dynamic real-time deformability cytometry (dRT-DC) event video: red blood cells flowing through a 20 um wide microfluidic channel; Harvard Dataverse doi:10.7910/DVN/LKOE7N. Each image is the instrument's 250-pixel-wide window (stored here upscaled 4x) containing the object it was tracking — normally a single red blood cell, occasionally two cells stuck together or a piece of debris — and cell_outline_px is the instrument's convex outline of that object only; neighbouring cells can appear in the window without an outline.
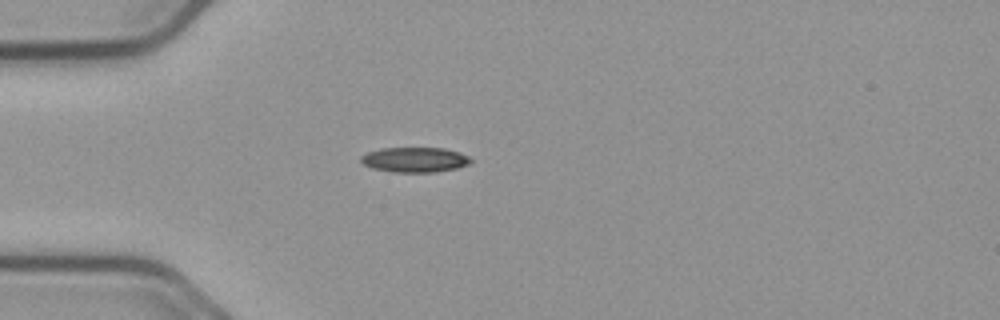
{"species": "common noctule bat (a hibernating species)", "species_latin": "Nyctalus noctula", "temperature_condition": "cold", "stored_images_in_passage": 41, "camera_frame_rate_fps": 3000, "um_per_image_px": 0.085, "animal": {"sex": "male", "body_mass_g": 23.1, "forearm_length_mm": 52.7}, "frame": {"image": 1, "passage_image": 4, "time_ms": 1.0, "image_size_px": [1000, 320], "cell_outline_px": [[472, 160], [468, 164], [456, 168], [436, 172], [392, 172], [372, 168], [364, 164], [360, 160], [360, 156], [368, 152], [380, 148], [444, 148], [460, 152], [468, 156]], "centroid_in_image_um": [35.24, 13.57], "position_along_channel_um": 49.8, "area_um2": 16.01}}
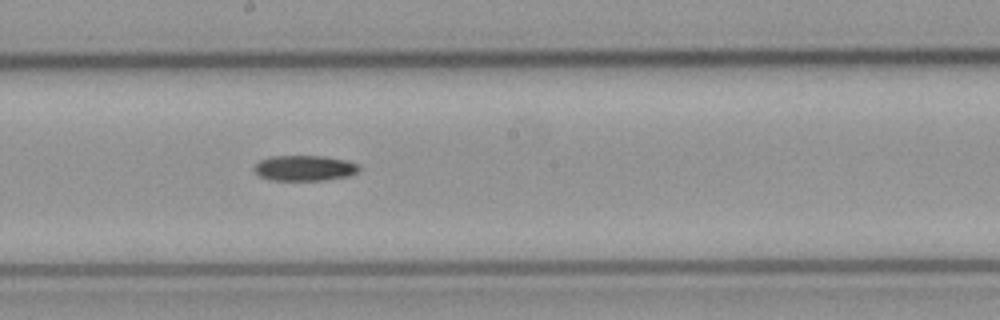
{"frame": {"image": 2, "passage_image": 19, "time_ms": 6.0, "image_size_px": [1000, 320], "cell_outline_px": [[360, 168], [356, 172], [348, 176], [324, 180], [272, 180], [260, 176], [252, 168], [260, 160], [268, 156], [324, 156], [344, 160], [360, 164]], "centroid_in_image_um": [25.87, 14.28], "position_along_channel_um": 222.3, "area_um2": 15.55}}
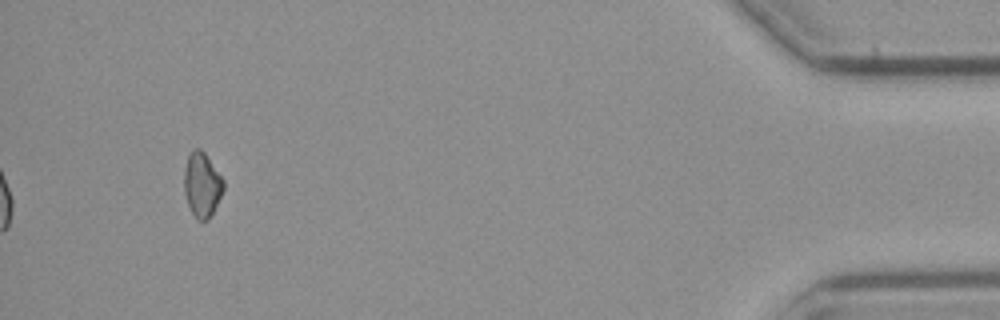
{"frame": {"image": 3, "passage_image": 41, "time_ms": 13.333, "image_size_px": [1000, 320], "cell_outline_px": [[224, 188], [208, 220], [196, 220], [188, 204], [184, 192], [184, 168], [188, 156], [192, 148], [200, 148], [204, 152], [224, 180]], "centroid_in_image_um": [17.15, 15.68], "position_along_channel_um": 418.1, "area_um2": 14.68}}